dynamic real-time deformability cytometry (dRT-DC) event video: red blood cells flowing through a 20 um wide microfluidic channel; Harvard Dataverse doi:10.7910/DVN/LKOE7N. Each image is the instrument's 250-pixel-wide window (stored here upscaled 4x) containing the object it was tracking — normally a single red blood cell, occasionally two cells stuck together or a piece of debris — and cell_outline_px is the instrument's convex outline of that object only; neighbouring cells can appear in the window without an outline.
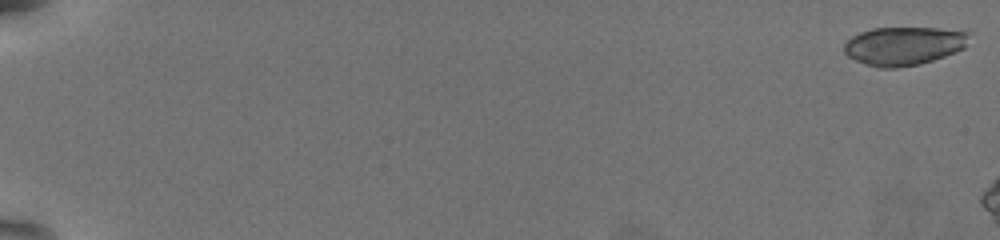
{"species": "common noctule bat (a hibernating species)", "species_latin": "Nyctalus noctula", "temperature_condition": "warm", "stored_images_in_passage": 18, "camera_frame_rate_fps": 3000, "um_per_image_px": 0.085, "animal": {"sex": "female", "body_mass_g": 19.5, "forearm_length_mm": 54.1}, "frame": {"image": 1, "passage_image": 1, "time_ms": 0.0, "image_size_px": [1000, 240], "cell_outline_px": [[968, 32], [964, 48], [944, 56], [920, 64], [896, 68], [876, 68], [856, 60], [848, 56], [844, 52], [844, 44], [852, 36], [860, 32], [872, 28], [940, 28]], "centroid_in_image_um": [76.77, 3.9], "position_along_channel_um": 8.2, "area_um2": 27.8}}
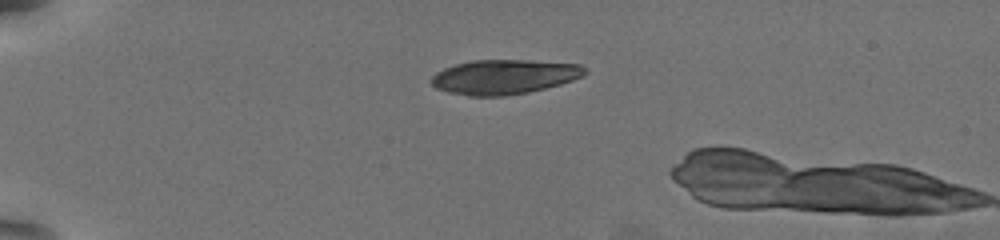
{"frame": {"image": 2, "passage_image": 17, "time_ms": 5.333, "image_size_px": [1000, 240], "cell_outline_px": [[588, 72], [584, 76], [560, 84], [528, 92], [504, 96], [468, 96], [448, 92], [436, 88], [432, 84], [432, 76], [436, 72], [444, 68], [456, 64], [472, 60], [528, 60], [580, 64], [588, 68]], "centroid_in_image_um": [42.88, 6.53], "position_along_channel_um": 42.1, "area_um2": 31.04}}